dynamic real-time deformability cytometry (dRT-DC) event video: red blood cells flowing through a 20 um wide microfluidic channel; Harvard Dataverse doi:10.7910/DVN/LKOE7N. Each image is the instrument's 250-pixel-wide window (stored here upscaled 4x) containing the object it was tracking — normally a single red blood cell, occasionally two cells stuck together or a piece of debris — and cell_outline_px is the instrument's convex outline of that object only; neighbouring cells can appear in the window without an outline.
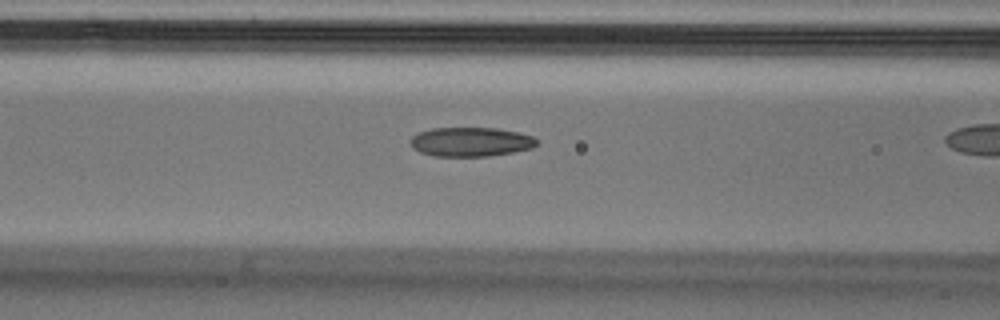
{"species": "Egyptian fruit bat (a non-hibernating species)", "species_latin": "Rousettus aegyptiacus", "temperature_condition": "cold", "stored_images_in_passage": 6, "camera_frame_rate_fps": 3000, "um_per_image_px": 0.085, "animal": {"sex": "male"}, "frame": {"image": 1, "passage_image": 5, "time_ms": 1.333, "image_size_px": [1000, 320], "cell_outline_px": [[536, 144], [532, 148], [512, 152], [488, 156], [432, 156], [420, 152], [412, 148], [408, 140], [412, 136], [420, 132], [432, 128], [496, 128], [516, 132], [532, 136], [536, 140]], "centroid_in_image_um": [39.95, 12.06], "position_along_channel_um": 126.7, "area_um2": 21.44}}